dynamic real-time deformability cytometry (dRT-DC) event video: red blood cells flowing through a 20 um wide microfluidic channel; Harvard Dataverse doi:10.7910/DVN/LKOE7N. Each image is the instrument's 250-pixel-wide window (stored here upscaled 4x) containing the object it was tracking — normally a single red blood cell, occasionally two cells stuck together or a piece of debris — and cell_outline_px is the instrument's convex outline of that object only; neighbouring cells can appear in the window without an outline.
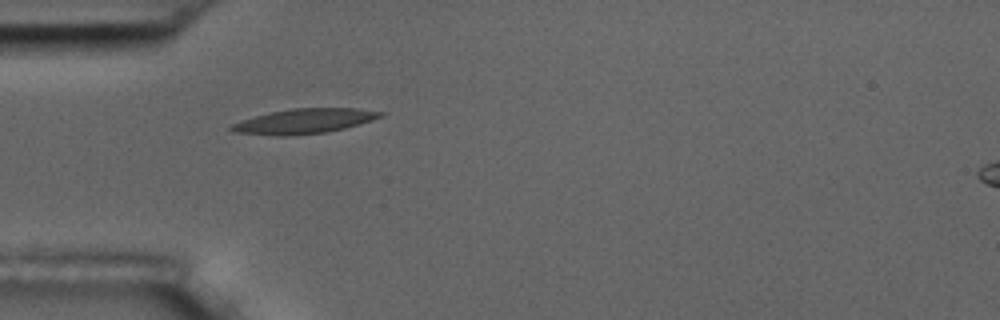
{"species": "common noctule bat (a hibernating species)", "species_latin": "Nyctalus noctula", "temperature_condition": "room temperature", "stored_images_in_passage": 1, "camera_frame_rate_fps": 3000, "um_per_image_px": 0.085, "animal": {"sex": "male", "body_mass_g": 17.5, "forearm_length_mm": 52.3}, "frame": {"image": 1, "passage_image": 1, "time_ms": 0.0, "image_size_px": [1000, 320], "cell_outline_px": [[384, 116], [372, 120], [344, 128], [328, 132], [284, 136], [276, 136], [236, 132], [228, 128], [232, 124], [240, 120], [272, 112], [292, 108], [356, 108], [384, 112]], "centroid_in_image_um": [25.87, 10.3], "position_along_channel_um": 59.1, "area_um2": 21.44}}